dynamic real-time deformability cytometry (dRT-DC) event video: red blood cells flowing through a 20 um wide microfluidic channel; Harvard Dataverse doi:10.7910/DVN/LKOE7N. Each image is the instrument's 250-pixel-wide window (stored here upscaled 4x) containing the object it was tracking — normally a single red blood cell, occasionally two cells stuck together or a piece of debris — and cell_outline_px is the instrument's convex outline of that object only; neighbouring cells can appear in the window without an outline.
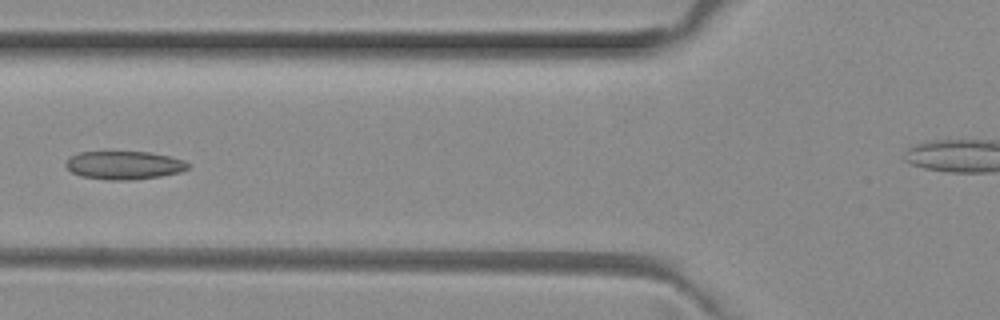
{"species": "common noctule bat (a hibernating species)", "species_latin": "Nyctalus noctula", "temperature_condition": "room temperature", "stored_images_in_passage": 6, "camera_frame_rate_fps": 3000, "um_per_image_px": 0.085, "animal": {"sex": "female", "body_mass_g": 29.2, "forearm_length_mm": 56.3}, "frame": {"image": 1, "passage_image": 6, "time_ms": 1.667, "image_size_px": [1000, 320], "cell_outline_px": [[192, 164], [188, 168], [180, 172], [160, 176], [132, 180], [108, 180], [80, 176], [64, 168], [64, 164], [72, 156], [80, 152], [148, 152], [168, 156], [184, 160]], "centroid_in_image_um": [10.54, 14.05], "position_along_channel_um": 115.3, "area_um2": 20.17}}